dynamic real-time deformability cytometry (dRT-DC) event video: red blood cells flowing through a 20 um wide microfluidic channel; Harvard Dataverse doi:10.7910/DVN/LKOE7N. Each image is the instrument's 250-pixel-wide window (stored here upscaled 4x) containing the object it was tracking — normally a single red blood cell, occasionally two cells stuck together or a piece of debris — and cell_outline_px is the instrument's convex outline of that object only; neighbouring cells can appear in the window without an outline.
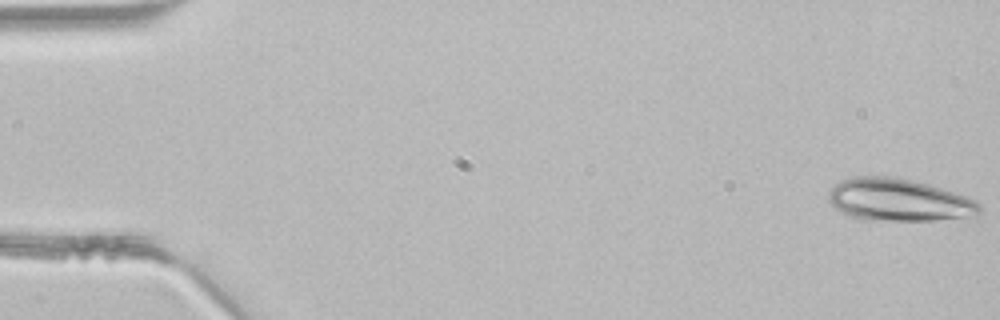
{"species": "common noctule bat (a hibernating species)", "species_latin": "Nyctalus noctula", "temperature_condition": "room temperature", "stored_images_in_passage": 12, "camera_frame_rate_fps": 3000, "um_per_image_px": 0.085, "animal": {"sex": "male", "body_mass_g": 21.5, "forearm_length_mm": 52.0}, "frame": {"image": 1, "passage_image": 1, "time_ms": 0.0, "image_size_px": [1000, 320], "cell_outline_px": [[984, 208], [980, 212], [960, 216], [936, 220], [860, 220], [840, 212], [828, 200], [828, 192], [840, 180], [856, 176], [888, 176], [912, 180], [928, 184], [964, 196], [980, 204]], "centroid_in_image_um": [76.3, 16.99], "position_along_channel_um": 8.7, "area_um2": 36.88}}